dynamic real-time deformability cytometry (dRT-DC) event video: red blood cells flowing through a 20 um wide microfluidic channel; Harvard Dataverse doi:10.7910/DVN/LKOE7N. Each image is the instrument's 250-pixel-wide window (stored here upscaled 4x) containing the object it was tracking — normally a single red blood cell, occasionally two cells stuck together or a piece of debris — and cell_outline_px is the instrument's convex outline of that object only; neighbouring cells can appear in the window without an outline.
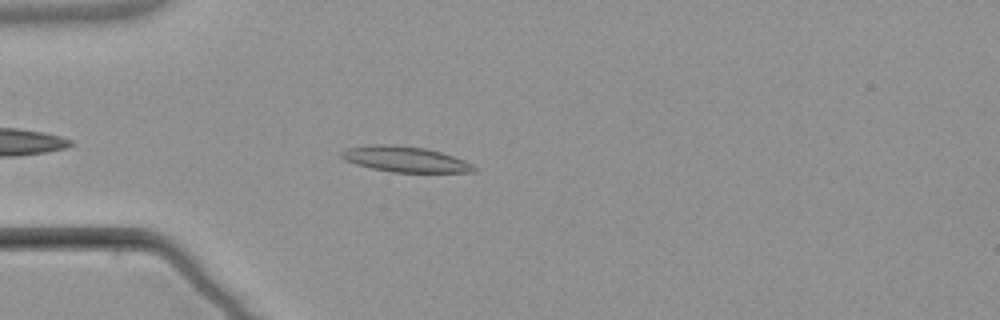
{"species": "common noctule bat (a hibernating species)", "species_latin": "Nyctalus noctula", "temperature_condition": "warm", "stored_images_in_passage": 3, "camera_frame_rate_fps": 3000, "um_per_image_px": 0.085, "animal": {"sex": "male", "body_mass_g": 21.5, "forearm_length_mm": 52.0}, "frame": {"image": 1, "passage_image": 3, "time_ms": 2.333, "image_size_px": [1000, 320], "cell_outline_px": [[476, 172], [392, 172], [372, 168], [356, 164], [344, 160], [340, 156], [340, 152], [348, 148], [368, 144], [392, 144], [424, 148], [440, 152], [464, 160], [472, 164], [476, 168]], "centroid_in_image_um": [34.4, 13.53], "position_along_channel_um": 50.6, "area_um2": 19.71}}